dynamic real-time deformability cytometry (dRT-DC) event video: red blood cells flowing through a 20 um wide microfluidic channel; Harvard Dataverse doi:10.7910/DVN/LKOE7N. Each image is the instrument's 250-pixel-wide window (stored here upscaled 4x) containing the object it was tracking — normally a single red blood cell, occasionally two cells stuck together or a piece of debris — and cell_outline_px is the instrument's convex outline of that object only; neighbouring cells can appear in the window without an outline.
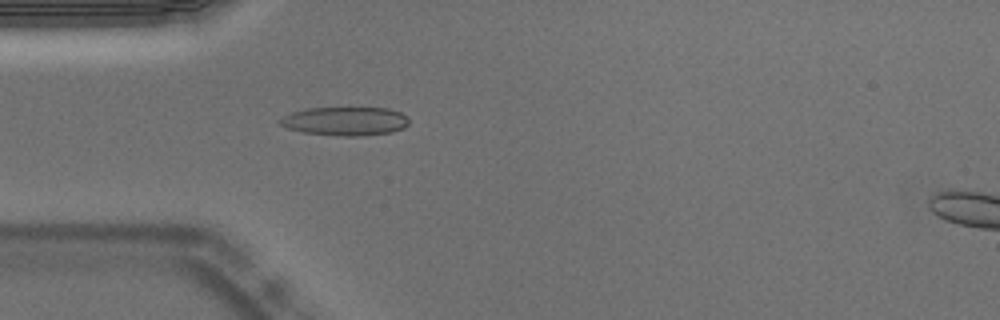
{"species": "Egyptian fruit bat (a non-hibernating species)", "species_latin": "Rousettus aegyptiacus", "temperature_condition": "warm", "stored_images_in_passage": 53, "camera_frame_rate_fps": 3000, "um_per_image_px": 0.085, "animal": {"sex": "male"}, "frame": {"image": 1, "passage_image": 15, "time_ms": 4.667, "image_size_px": [1000, 320], "cell_outline_px": [[408, 124], [404, 128], [392, 132], [360, 136], [344, 136], [304, 132], [288, 128], [280, 124], [276, 120], [292, 112], [308, 108], [388, 108], [400, 112], [408, 116]], "centroid_in_image_um": [29.36, 10.29], "position_along_channel_um": 55.6, "area_um2": 21.5}}
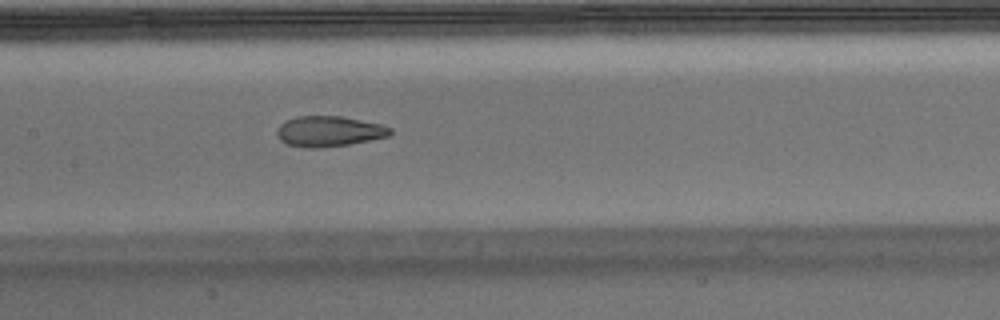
{"frame": {"image": 2, "passage_image": 25, "time_ms": 8.0, "image_size_px": [1000, 320], "cell_outline_px": [[392, 132], [388, 136], [348, 144], [316, 148], [312, 148], [288, 144], [280, 140], [276, 136], [276, 128], [284, 120], [296, 116], [340, 116], [380, 124], [392, 128]], "centroid_in_image_um": [27.91, 11.15], "position_along_channel_um": 179.5, "area_um2": 20.0}}
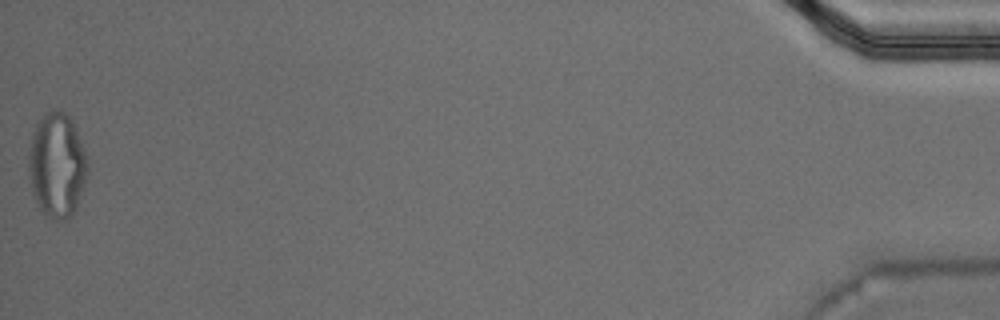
{"frame": {"image": 3, "passage_image": 53, "time_ms": 17.333, "image_size_px": [1000, 320], "cell_outline_px": [[88, 172], [76, 208], [72, 216], [64, 220], [52, 220], [40, 208], [32, 192], [28, 176], [28, 156], [32, 132], [36, 120], [48, 108], [64, 112], [72, 120], [84, 152], [88, 168]], "centroid_in_image_um": [4.8, 14.01], "position_along_channel_um": 430.4, "area_um2": 36.18}, "authors_computed_cell_mechanics": {"area_um2": 20.4612, "velocity_mm_per_s": 3.772, "shape_relaxation_time_tau1_ms": null, "shape_relaxation_time_tau2_ms": 1.7504, "deformation_change_tau1": null, "deformation_change_tau2": 0.0951}}